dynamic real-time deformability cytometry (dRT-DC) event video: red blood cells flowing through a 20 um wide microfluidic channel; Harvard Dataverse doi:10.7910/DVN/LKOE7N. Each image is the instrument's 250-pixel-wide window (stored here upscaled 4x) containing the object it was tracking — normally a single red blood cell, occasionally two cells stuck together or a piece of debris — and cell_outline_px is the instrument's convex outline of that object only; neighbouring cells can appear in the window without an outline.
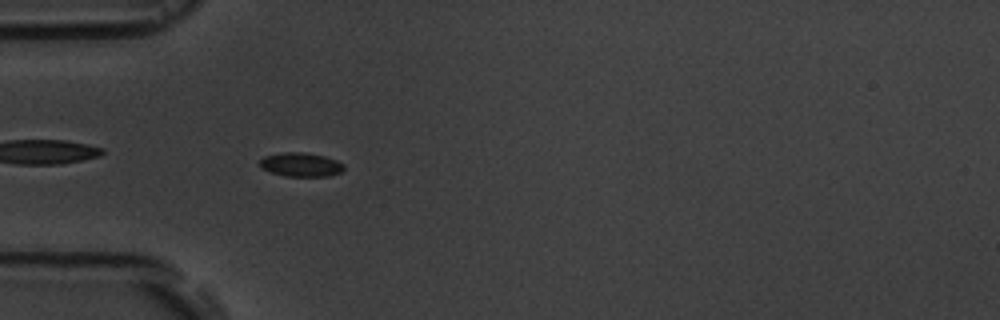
{"species": "common noctule bat (a hibernating species)", "species_latin": "Nyctalus noctula", "temperature_condition": "room temperature", "stored_images_in_passage": 6, "segment_of_instrument_passage": [2, 2], "camera_frame_rate_fps": 3000, "um_per_image_px": 0.085, "animal": {"sex": "male", "body_mass_g": 19.5, "forearm_length_mm": 54.6}, "frame": {"image": 1, "passage_image": 6, "time_ms": 6.0, "image_size_px": [1000, 320], "cell_outline_px": [[344, 168], [340, 172], [328, 176], [284, 176], [260, 168], [260, 160], [264, 156], [284, 152], [304, 152], [324, 156], [336, 160], [344, 164]], "centroid_in_image_um": [25.56, 13.99], "position_along_channel_um": 59.4, "area_um2": 11.68}}